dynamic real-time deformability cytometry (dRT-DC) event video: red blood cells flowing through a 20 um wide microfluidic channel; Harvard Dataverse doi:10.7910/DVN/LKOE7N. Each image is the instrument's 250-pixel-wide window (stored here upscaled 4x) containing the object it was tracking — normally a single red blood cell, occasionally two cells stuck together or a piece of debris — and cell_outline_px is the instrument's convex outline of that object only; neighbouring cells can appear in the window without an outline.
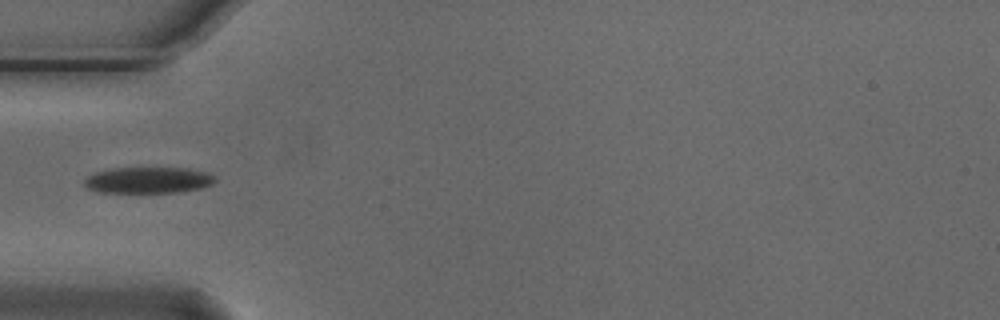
{"species": "Egyptian fruit bat (a non-hibernating species)", "species_latin": "Rousettus aegyptiacus", "temperature_condition": "cold", "stored_images_in_passage": 5, "camera_frame_rate_fps": 3000, "um_per_image_px": 0.085, "animal": {"sex": "male"}, "frame": {"image": 1, "passage_image": 5, "time_ms": 1.333, "image_size_px": [1000, 320], "cell_outline_px": [[216, 180], [212, 184], [200, 188], [180, 192], [100, 192], [88, 188], [84, 184], [84, 180], [88, 176], [96, 172], [116, 168], [188, 168], [208, 172], [216, 176]], "centroid_in_image_um": [12.65, 15.31], "position_along_channel_um": 72.3, "area_um2": 19.88}}